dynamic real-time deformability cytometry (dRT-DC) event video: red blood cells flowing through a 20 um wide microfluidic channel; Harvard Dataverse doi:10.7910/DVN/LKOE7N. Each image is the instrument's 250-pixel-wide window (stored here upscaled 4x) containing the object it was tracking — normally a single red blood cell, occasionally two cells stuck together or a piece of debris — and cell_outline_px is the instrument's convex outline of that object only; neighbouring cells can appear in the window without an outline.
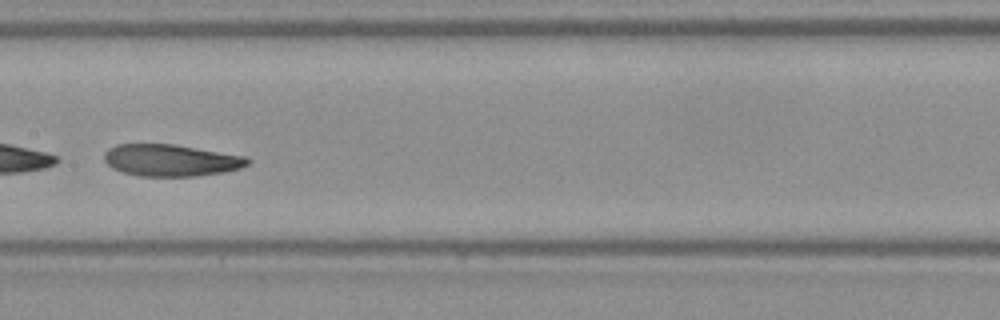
{"species": "Egyptian fruit bat (a non-hibernating species)", "species_latin": "Rousettus aegyptiacus", "temperature_condition": "warm", "stored_images_in_passage": 46, "camera_frame_rate_fps": 3000, "um_per_image_px": 0.085, "frame": {"image": 1, "passage_image": 20, "time_ms": 6.333, "image_size_px": [1000, 320], "cell_outline_px": [[252, 160], [248, 164], [240, 168], [224, 172], [196, 176], [140, 176], [124, 172], [112, 168], [104, 160], [104, 152], [108, 148], [116, 144], [172, 144], [248, 156]], "centroid_in_image_um": [14.54, 13.62], "position_along_channel_um": 192.9, "area_um2": 26.7}, "authors_computed_cell_mechanics": {"area_um2": 28.6399, "velocity_mm_per_s": 3.737, "shape_relaxation_time_tau1_ms": 1.7129, "shape_relaxation_time_tau2_ms": 3.5315, "deformation_change_tau1": 0.2727, "deformation_change_tau2": 0.0982}}